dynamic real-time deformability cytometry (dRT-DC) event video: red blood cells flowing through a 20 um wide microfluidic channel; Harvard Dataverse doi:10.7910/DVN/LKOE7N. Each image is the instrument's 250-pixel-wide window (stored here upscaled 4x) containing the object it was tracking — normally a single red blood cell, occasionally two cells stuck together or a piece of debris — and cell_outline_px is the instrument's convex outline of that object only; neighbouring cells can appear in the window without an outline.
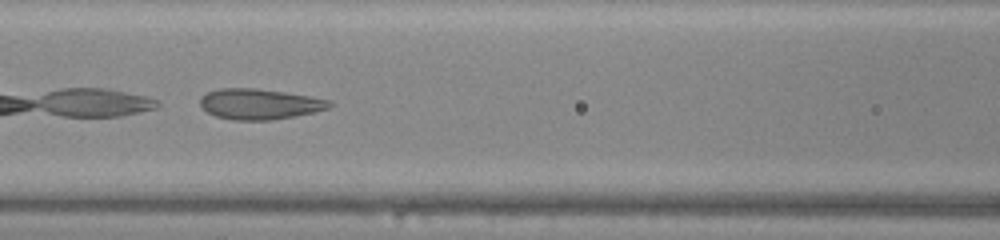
{"species": "common noctule bat (a hibernating species)", "species_latin": "Nyctalus noctula", "temperature_condition": "warm", "stored_images_in_passage": 12, "camera_frame_rate_fps": 3000, "um_per_image_px": 0.085, "animal": {"sex": "male", "body_mass_g": 20.0, "forearm_length_mm": 53.3}, "frame": {"image": 1, "passage_image": 6, "time_ms": 1.667, "image_size_px": [1000, 240], "cell_outline_px": [[336, 104], [328, 108], [296, 116], [272, 120], [232, 120], [216, 116], [208, 112], [200, 104], [200, 96], [208, 92], [220, 88], [256, 88], [284, 92], [332, 100]], "centroid_in_image_um": [22.08, 8.84], "position_along_channel_um": 144.5, "area_um2": 23.06}}